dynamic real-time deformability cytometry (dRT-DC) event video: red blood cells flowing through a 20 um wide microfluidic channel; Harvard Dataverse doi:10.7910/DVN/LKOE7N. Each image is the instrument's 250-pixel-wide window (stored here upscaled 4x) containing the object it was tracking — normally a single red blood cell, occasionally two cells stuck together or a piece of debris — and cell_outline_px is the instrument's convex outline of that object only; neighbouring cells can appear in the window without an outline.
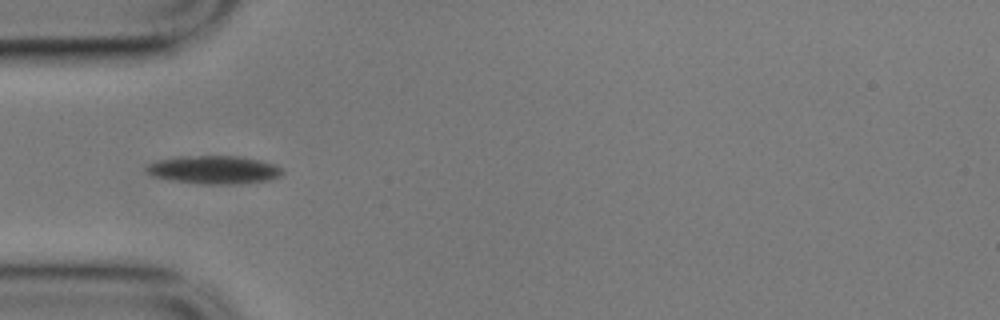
{"species": "common noctule bat (a hibernating species)", "species_latin": "Nyctalus noctula", "temperature_condition": "cold", "stored_images_in_passage": 9, "camera_frame_rate_fps": 3000, "um_per_image_px": 0.085, "animal": {"sex": "male", "body_mass_g": 17.9}, "frame": {"image": 1, "passage_image": 1, "time_ms": 0.0, "image_size_px": [1000, 320], "cell_outline_px": [[284, 172], [280, 176], [268, 180], [236, 184], [204, 184], [168, 180], [152, 176], [144, 168], [148, 164], [156, 160], [180, 156], [236, 156], [260, 160], [276, 164]], "centroid_in_image_um": [18.16, 14.43], "position_along_channel_um": 66.8, "area_um2": 22.43}}
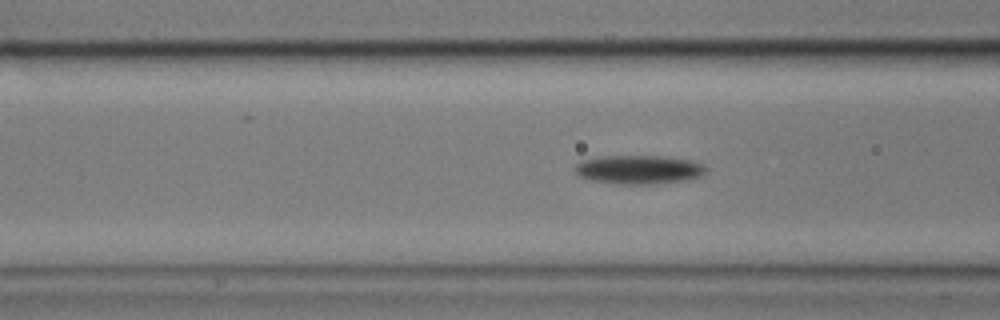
{"frame": {"image": 2, "passage_image": 5, "time_ms": 1.333, "image_size_px": [1000, 320], "cell_outline_px": [[708, 172], [700, 176], [684, 180], [652, 184], [616, 184], [588, 180], [580, 176], [576, 172], [576, 164], [580, 160], [604, 156], [660, 156], [692, 160], [708, 168]], "centroid_in_image_um": [54.29, 14.42], "position_along_channel_um": 112.3, "area_um2": 22.02}}
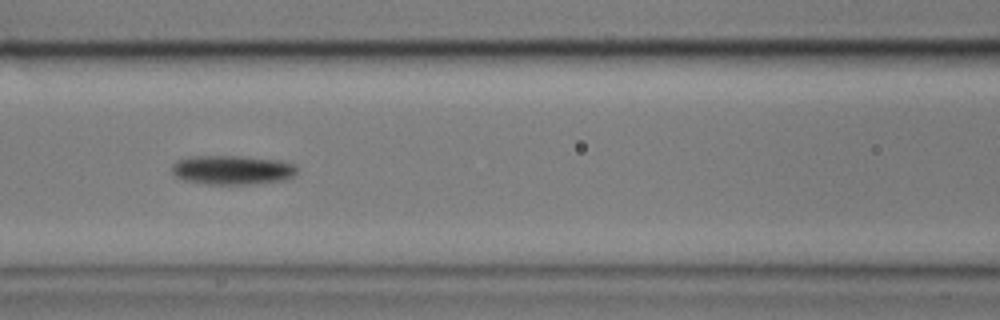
{"frame": {"image": 3, "passage_image": 8, "time_ms": 2.333, "image_size_px": [1000, 320], "cell_outline_px": [[296, 172], [292, 176], [284, 180], [256, 184], [204, 184], [184, 180], [176, 176], [172, 172], [172, 164], [176, 160], [192, 156], [244, 156], [280, 160], [296, 164]], "centroid_in_image_um": [19.74, 14.44], "position_along_channel_um": 146.9, "area_um2": 21.5}}